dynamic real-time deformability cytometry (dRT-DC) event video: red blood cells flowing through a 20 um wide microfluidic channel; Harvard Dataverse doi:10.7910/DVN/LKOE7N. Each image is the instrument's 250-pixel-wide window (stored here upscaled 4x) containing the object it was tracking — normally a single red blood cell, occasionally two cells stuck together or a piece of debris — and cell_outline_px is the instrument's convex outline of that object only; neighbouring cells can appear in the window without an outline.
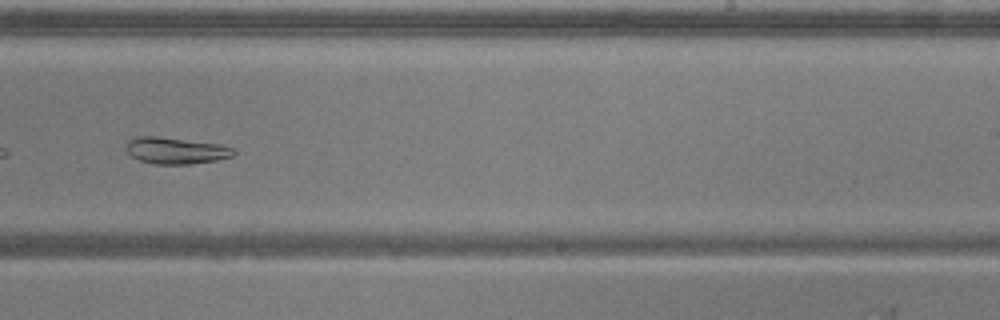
{"species": "common noctule bat (a hibernating species)", "species_latin": "Nyctalus noctula", "temperature_condition": "warm", "stored_images_in_passage": 38, "camera_frame_rate_fps": 3000, "um_per_image_px": 0.085, "animal": {"sex": "male", "body_mass_g": 20.5, "forearm_length_mm": 52.5}, "frame": {"image": 1, "passage_image": 22, "time_ms": 7.0, "image_size_px": [1000, 320], "cell_outline_px": [[236, 152], [232, 156], [216, 160], [188, 164], [152, 164], [140, 160], [132, 156], [128, 152], [128, 140], [136, 136], [156, 136], [220, 144], [232, 148]], "centroid_in_image_um": [14.94, 12.8], "position_along_channel_um": 274.1, "area_um2": 16.42}}